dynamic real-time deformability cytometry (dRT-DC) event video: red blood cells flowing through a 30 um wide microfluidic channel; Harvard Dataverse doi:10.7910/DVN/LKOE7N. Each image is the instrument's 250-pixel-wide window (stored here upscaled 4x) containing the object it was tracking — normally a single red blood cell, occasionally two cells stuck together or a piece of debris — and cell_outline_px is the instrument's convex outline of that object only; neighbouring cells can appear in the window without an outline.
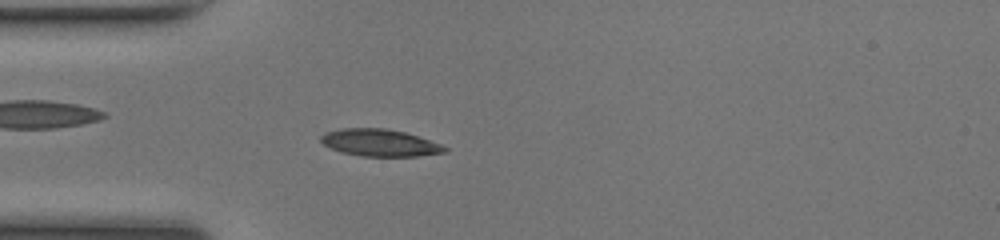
{"species": "common noctule bat (a hibernating species)", "species_latin": "Nyctalus noctula", "temperature_condition": "room temperature", "stored_images_in_passage": 49, "camera_frame_rate_fps": 3000, "um_per_image_px": 0.085, "animal": {"sex": "female", "body_mass_g": 17.0, "forearm_length_mm": 48.0}, "frame": {"image": 1, "passage_image": 14, "time_ms": 4.333, "image_size_px": [1000, 240], "cell_outline_px": [[448, 148], [444, 152], [416, 156], [360, 156], [340, 152], [324, 144], [320, 140], [320, 136], [324, 132], [344, 128], [388, 128], [404, 132], [440, 144]], "centroid_in_image_um": [32.23, 12.13], "position_along_channel_um": 52.8, "area_um2": 19.36}}
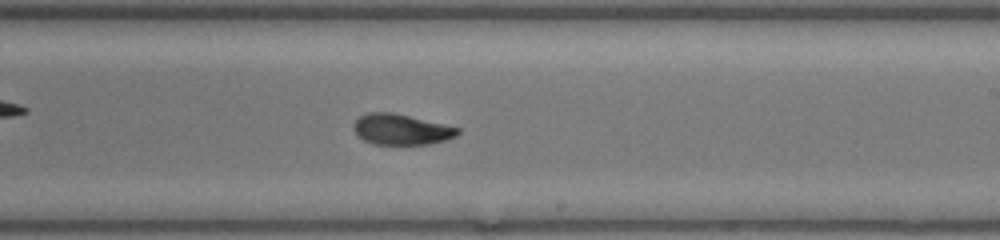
{"frame": {"image": 2, "passage_image": 29, "time_ms": 9.333, "image_size_px": [1000, 240], "cell_outline_px": [[460, 132], [456, 136], [444, 140], [428, 144], [372, 144], [364, 140], [352, 128], [352, 124], [360, 116], [368, 112], [392, 112], [460, 128]], "centroid_in_image_um": [34.08, 11.0], "position_along_channel_um": 254.9, "area_um2": 18.44}}
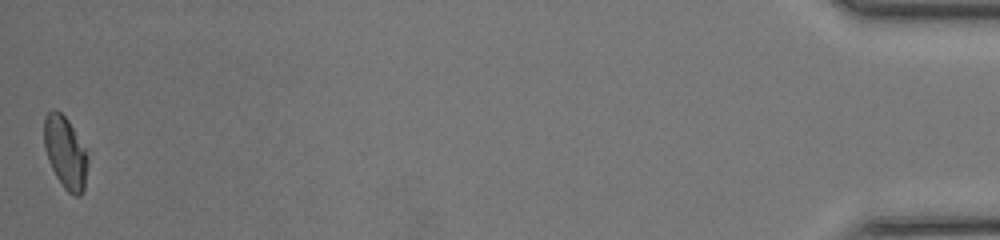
{"frame": {"image": 3, "passage_image": 49, "time_ms": 16.0, "image_size_px": [1000, 240], "cell_outline_px": [[88, 164], [84, 188], [80, 196], [72, 196], [64, 188], [56, 176], [48, 160], [44, 148], [44, 116], [52, 108], [56, 108], [68, 120], [84, 148], [88, 160]], "centroid_in_image_um": [5.53, 12.96], "position_along_channel_um": 429.7, "area_um2": 18.32}, "authors_computed_cell_mechanics": {"area_um2": 18.4382, "velocity_mm_per_s": 4.1877, "shape_relaxation_time_tau1_ms": 5.1826, "shape_relaxation_time_tau2_ms": 1.8678, "deformation_change_tau1": 0.1643, "deformation_change_tau2": 0.066}}